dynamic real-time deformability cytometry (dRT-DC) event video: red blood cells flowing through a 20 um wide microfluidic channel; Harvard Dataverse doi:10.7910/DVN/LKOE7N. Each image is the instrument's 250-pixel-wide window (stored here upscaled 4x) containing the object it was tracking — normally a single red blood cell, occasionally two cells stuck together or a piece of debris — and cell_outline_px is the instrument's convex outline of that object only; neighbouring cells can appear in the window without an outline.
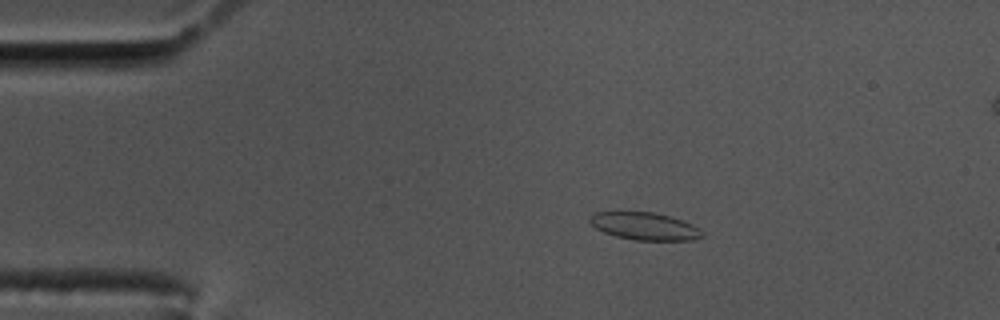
{"species": "common noctule bat (a hibernating species)", "species_latin": "Nyctalus noctula", "temperature_condition": "cold", "stored_images_in_passage": 22, "camera_frame_rate_fps": 3000, "um_per_image_px": 0.085, "animal": {"sex": "male", "body_mass_g": 17.5, "forearm_length_mm": 52.3}, "frame": {"image": 1, "passage_image": 10, "time_ms": 3.0, "image_size_px": [1000, 320], "cell_outline_px": [[704, 236], [692, 240], [632, 240], [616, 236], [604, 232], [596, 228], [588, 220], [588, 216], [596, 212], [652, 212], [668, 216], [692, 224], [700, 228], [704, 232]], "centroid_in_image_um": [54.79, 19.23], "position_along_channel_um": 30.2, "area_um2": 17.98}}
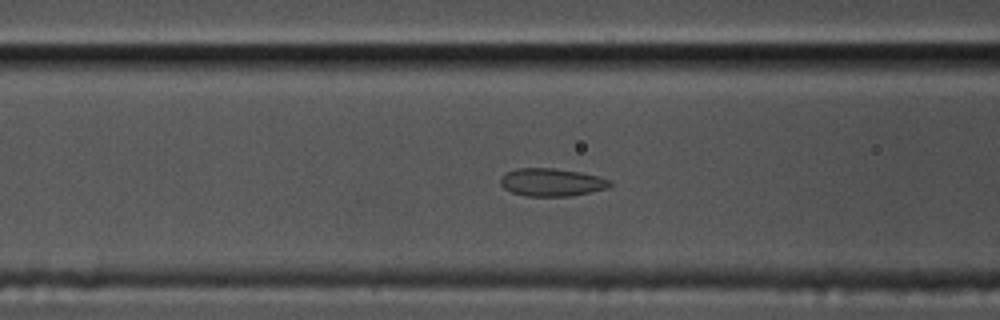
{"frame": {"image": 2, "passage_image": 22, "time_ms": 7.0, "image_size_px": [1000, 320], "cell_outline_px": [[612, 184], [608, 188], [572, 196], [524, 196], [512, 192], [504, 188], [500, 184], [500, 176], [516, 168], [556, 168], [580, 172], [600, 176], [612, 180]], "centroid_in_image_um": [46.91, 15.49], "position_along_channel_um": 119.7, "area_um2": 17.98}}